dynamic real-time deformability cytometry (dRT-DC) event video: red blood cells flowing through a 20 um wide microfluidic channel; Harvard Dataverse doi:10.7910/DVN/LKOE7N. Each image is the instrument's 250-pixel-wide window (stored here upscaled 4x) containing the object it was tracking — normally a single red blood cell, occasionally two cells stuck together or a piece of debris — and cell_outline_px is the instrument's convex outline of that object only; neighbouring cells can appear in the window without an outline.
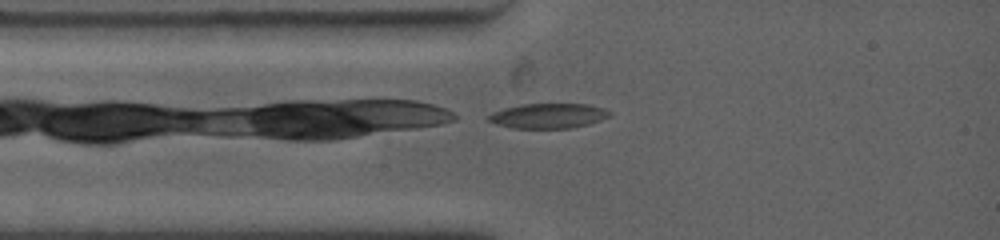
{"species": "common noctule bat (a hibernating species)", "species_latin": "Nyctalus noctula", "temperature_condition": "warm", "stored_images_in_passage": 3, "camera_frame_rate_fps": 4500, "um_per_image_px": 0.085, "animal": {"sex": "female", "body_mass_g": 19.0, "forearm_length_mm": 53.3}, "frame": {"image": 1, "passage_image": 1, "time_ms": 0.0, "image_size_px": [1000, 240], "cell_outline_px": [[612, 116], [588, 124], [572, 128], [512, 128], [496, 124], [488, 120], [488, 116], [492, 112], [504, 108], [520, 104], [588, 104], [604, 108], [612, 112]], "centroid_in_image_um": [46.63, 9.84], "position_along_channel_um": 38.4, "area_um2": 17.69}}
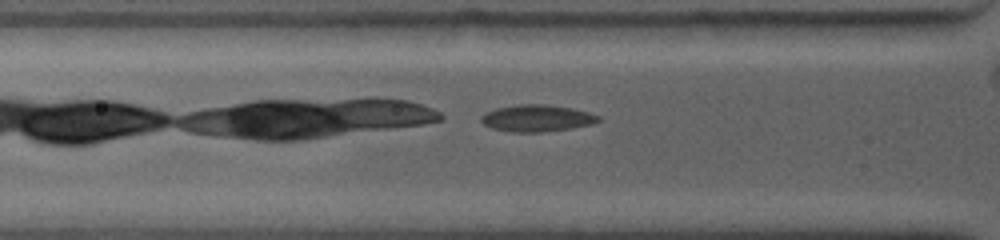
{"frame": {"image": 2, "passage_image": 3, "time_ms": 1.111, "image_size_px": [1000, 240], "cell_outline_px": [[600, 120], [592, 124], [572, 128], [544, 132], [512, 132], [492, 128], [484, 124], [480, 120], [480, 116], [484, 112], [496, 108], [520, 104], [544, 104], [572, 108], [588, 112], [600, 116]], "centroid_in_image_um": [45.62, 10.05], "position_along_channel_um": 80.2, "area_um2": 18.38}}